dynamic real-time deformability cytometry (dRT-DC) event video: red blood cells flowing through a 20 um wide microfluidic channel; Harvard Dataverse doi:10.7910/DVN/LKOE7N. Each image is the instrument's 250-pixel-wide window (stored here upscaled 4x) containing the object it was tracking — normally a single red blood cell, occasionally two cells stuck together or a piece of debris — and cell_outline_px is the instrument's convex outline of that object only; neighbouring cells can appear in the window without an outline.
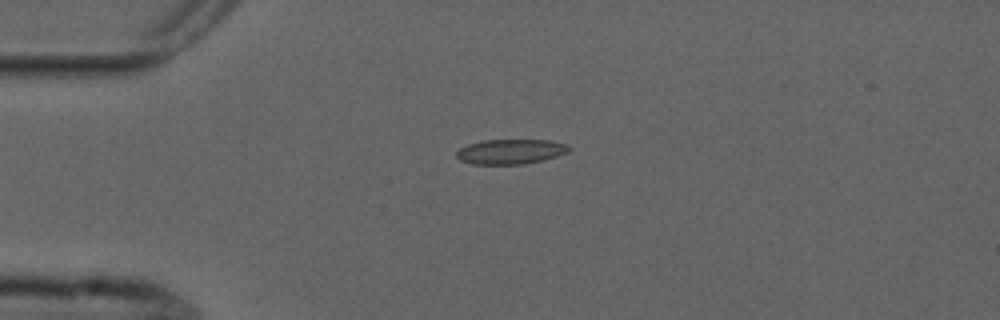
{"species": "common noctule bat (a hibernating species)", "species_latin": "Nyctalus noctula", "temperature_condition": "cold", "stored_images_in_passage": 2, "camera_frame_rate_fps": 3000, "um_per_image_px": 0.085, "animal": {"sex": "male", "forearm_length_mm": 52.5}, "frame": {"image": 1, "passage_image": 2, "time_ms": 1.667, "image_size_px": [1000, 320], "cell_outline_px": [[572, 148], [568, 152], [556, 156], [524, 164], [472, 164], [460, 160], [456, 156], [456, 152], [460, 148], [468, 144], [484, 140], [548, 140], [568, 144]], "centroid_in_image_um": [43.4, 12.88], "position_along_channel_um": 41.6, "area_um2": 16.24}}